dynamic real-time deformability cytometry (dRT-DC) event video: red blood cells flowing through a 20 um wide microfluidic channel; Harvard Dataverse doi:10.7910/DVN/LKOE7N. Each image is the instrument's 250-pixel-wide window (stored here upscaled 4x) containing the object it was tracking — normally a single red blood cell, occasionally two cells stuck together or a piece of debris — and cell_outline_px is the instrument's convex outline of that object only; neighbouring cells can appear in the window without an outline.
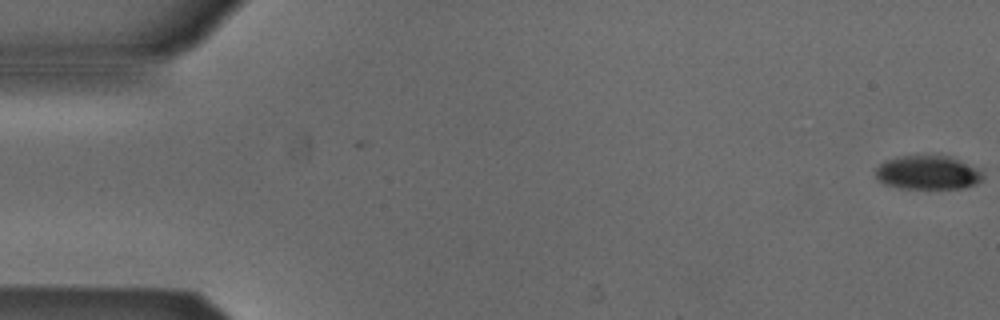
{"species": "Egyptian fruit bat (a non-hibernating species)", "species_latin": "Rousettus aegyptiacus", "temperature_condition": "cold", "stored_images_in_passage": 4, "camera_frame_rate_fps": 3000, "um_per_image_px": 0.085, "animal": {"sex": "male"}, "frame": {"image": 1, "passage_image": 1, "time_ms": 0.0, "image_size_px": [1000, 320], "cell_outline_px": [[984, 176], [976, 184], [964, 188], [900, 188], [884, 184], [876, 176], [876, 168], [884, 160], [896, 156], [936, 152], [948, 156], [976, 168]], "centroid_in_image_um": [78.81, 14.62], "position_along_channel_um": 6.2, "area_um2": 21.62}}